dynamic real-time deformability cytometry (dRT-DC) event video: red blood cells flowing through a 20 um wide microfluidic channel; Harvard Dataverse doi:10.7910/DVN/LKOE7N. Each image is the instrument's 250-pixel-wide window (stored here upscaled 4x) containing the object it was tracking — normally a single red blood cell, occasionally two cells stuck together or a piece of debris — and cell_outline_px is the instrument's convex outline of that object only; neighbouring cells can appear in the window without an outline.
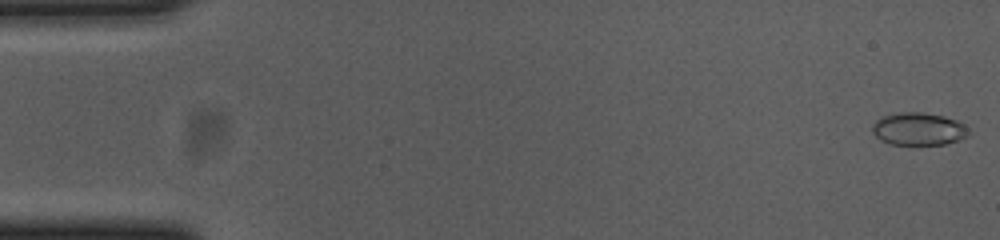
{"species": "common noctule bat (a hibernating species)", "species_latin": "Nyctalus noctula", "temperature_condition": "cold", "stored_images_in_passage": 55, "camera_frame_rate_fps": 3000, "um_per_image_px": 0.085, "animal": {"sex": "female", "body_mass_g": 23.0, "forearm_length_mm": 53.4}, "frame": {"image": 1, "passage_image": 1, "time_ms": 0.0, "image_size_px": [1000, 240], "cell_outline_px": [[972, 132], [968, 136], [944, 144], [888, 144], [880, 140], [872, 132], [872, 124], [880, 116], [896, 112], [924, 112], [944, 116], [956, 120], [964, 124]], "centroid_in_image_um": [78.06, 10.94], "position_along_channel_um": 6.9, "area_um2": 18.55}}
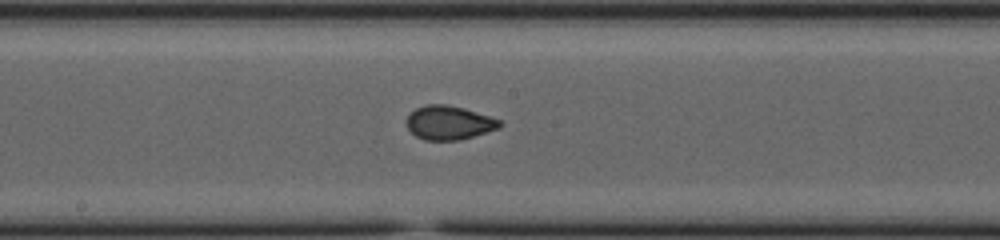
{"frame": {"image": 2, "passage_image": 29, "time_ms": 9.333, "image_size_px": [1000, 240], "cell_outline_px": [[504, 124], [500, 128], [460, 140], [424, 140], [416, 136], [408, 128], [408, 116], [416, 108], [424, 104], [448, 104], [464, 108], [500, 120]], "centroid_in_image_um": [38.19, 10.43], "position_along_channel_um": 210.0, "area_um2": 18.32}}
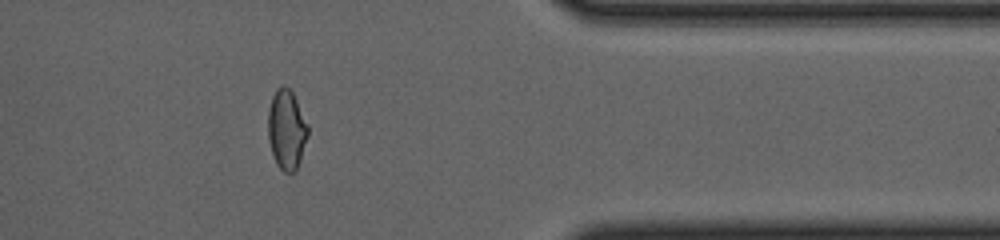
{"frame": {"image": 3, "passage_image": 45, "time_ms": 14.667, "image_size_px": [1000, 240], "cell_outline_px": [[308, 136], [296, 172], [284, 172], [276, 164], [268, 140], [268, 108], [272, 96], [276, 88], [280, 84], [284, 84], [292, 92], [308, 124]], "centroid_in_image_um": [24.35, 11.0], "position_along_channel_um": 387.0, "area_um2": 18.67}, "authors_computed_cell_mechanics": {"area_um2": 18.496, "velocity_mm_per_s": 3.6882, "shape_relaxation_time_tau1_ms": 10.0544, "shape_relaxation_time_tau2_ms": null, "deformation_change_tau1": 0.2066, "deformation_change_tau2": null}}